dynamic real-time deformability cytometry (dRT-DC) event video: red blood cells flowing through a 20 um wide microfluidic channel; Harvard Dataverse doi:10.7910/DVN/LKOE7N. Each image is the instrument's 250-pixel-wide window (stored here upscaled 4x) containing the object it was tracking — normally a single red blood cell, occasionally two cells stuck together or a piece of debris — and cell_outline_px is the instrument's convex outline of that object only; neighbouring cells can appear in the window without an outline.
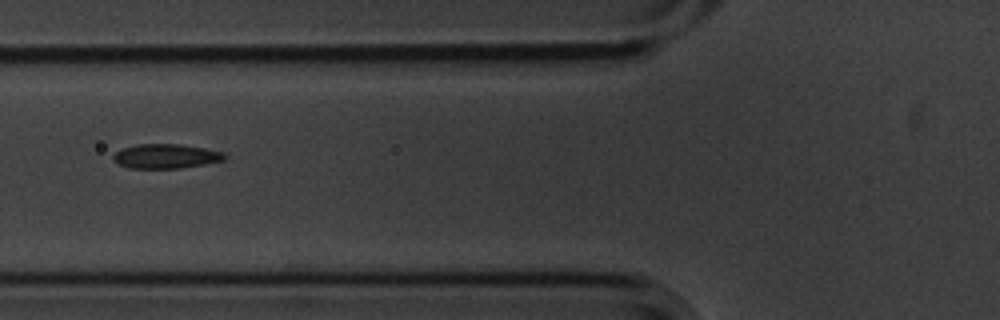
{"species": "common noctule bat (a hibernating species)", "species_latin": "Nyctalus noctula", "temperature_condition": "cold", "stored_images_in_passage": 8, "camera_frame_rate_fps": 3000, "um_per_image_px": 0.085, "animal": {"sex": "male", "body_mass_g": 20.1, "forearm_length_mm": 53.5}, "frame": {"image": 1, "passage_image": 8, "time_ms": 2.333, "image_size_px": [1000, 320], "cell_outline_px": [[228, 160], [180, 168], [128, 168], [112, 160], [112, 156], [116, 152], [124, 148], [136, 144], [180, 144], [204, 148], [224, 152], [228, 156]], "centroid_in_image_um": [14.14, 13.28], "position_along_channel_um": 111.7, "area_um2": 15.95}}